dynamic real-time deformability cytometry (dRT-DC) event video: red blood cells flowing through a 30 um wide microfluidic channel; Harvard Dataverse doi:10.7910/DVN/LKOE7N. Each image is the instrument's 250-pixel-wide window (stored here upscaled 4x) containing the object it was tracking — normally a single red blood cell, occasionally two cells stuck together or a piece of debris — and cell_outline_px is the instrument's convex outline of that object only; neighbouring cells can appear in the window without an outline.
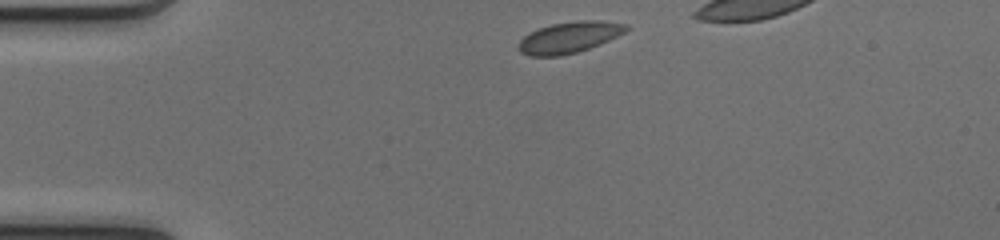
{"species": "common noctule bat (a hibernating species)", "species_latin": "Nyctalus noctula", "temperature_condition": "cold", "stored_images_in_passage": 34, "camera_frame_rate_fps": 3000, "um_per_image_px": 0.085, "animal": {"sex": "female", "body_mass_g": 17.0, "forearm_length_mm": 48.0}, "frame": {"image": 1, "passage_image": 1, "time_ms": 0.0, "image_size_px": [1000, 240], "cell_outline_px": [[628, 28], [624, 32], [600, 44], [576, 52], [560, 56], [528, 56], [520, 52], [516, 48], [520, 40], [524, 36], [540, 28], [552, 24], [580, 20], [604, 20], [628, 24]], "centroid_in_image_um": [48.37, 3.17], "position_along_channel_um": 36.6, "area_um2": 19.48}}
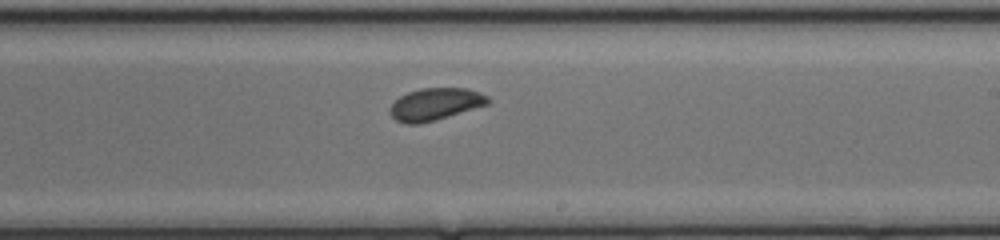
{"frame": {"image": 2, "passage_image": 20, "time_ms": 6.333, "image_size_px": [1000, 240], "cell_outline_px": [[492, 100], [488, 104], [436, 120], [420, 124], [408, 124], [396, 120], [388, 112], [388, 108], [400, 96], [408, 92], [420, 88], [468, 88], [480, 92], [488, 96]], "centroid_in_image_um": [37.0, 8.85], "position_along_channel_um": 252.0, "area_um2": 18.5}}
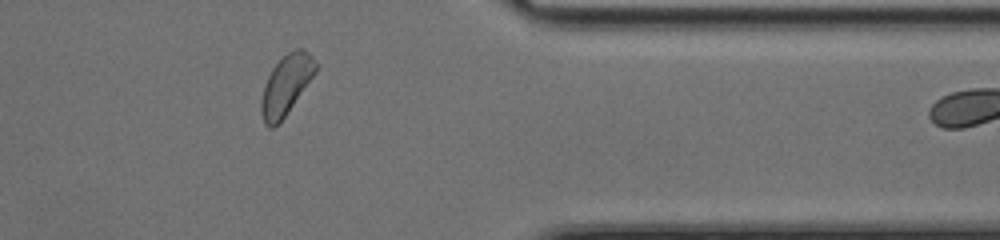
{"frame": {"image": 3, "passage_image": 31, "time_ms": 10.0, "image_size_px": [1000, 240], "cell_outline_px": [[316, 72], [280, 124], [272, 128], [268, 128], [264, 124], [260, 112], [260, 100], [268, 76], [272, 68], [288, 52], [296, 48], [304, 48], [312, 56], [316, 64]], "centroid_in_image_um": [24.3, 7.27], "position_along_channel_um": 387.1, "area_um2": 19.02}, "authors_computed_cell_mechanics": {"area_um2": 18.4671, "velocity_mm_per_s": 4.0857, "shape_relaxation_time_tau1_ms": 3.5023, "shape_relaxation_time_tau2_ms": null, "deformation_change_tau1": 0.0702, "deformation_change_tau2": null}}